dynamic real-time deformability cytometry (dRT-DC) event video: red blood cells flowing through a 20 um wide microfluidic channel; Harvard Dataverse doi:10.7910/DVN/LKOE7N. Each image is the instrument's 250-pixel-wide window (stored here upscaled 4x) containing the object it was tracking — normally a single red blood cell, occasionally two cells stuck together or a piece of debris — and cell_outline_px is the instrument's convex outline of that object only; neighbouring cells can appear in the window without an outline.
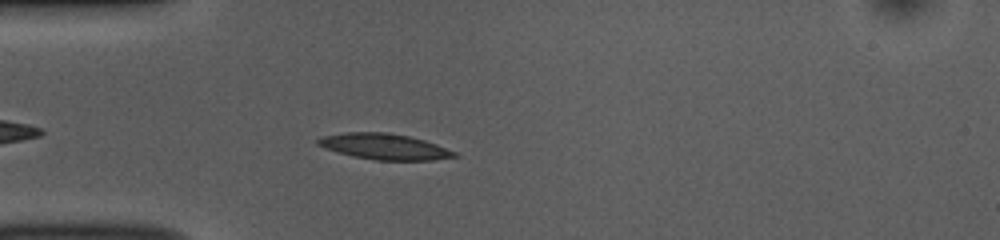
{"species": "common noctule bat (a hibernating species)", "species_latin": "Nyctalus noctula", "temperature_condition": "room temperature", "stored_images_in_passage": 42, "camera_frame_rate_fps": 3000, "um_per_image_px": 0.085, "animal": {"sex": "female", "body_mass_g": 10.0, "forearm_length_mm": 53.1}, "frame": {"image": 1, "passage_image": 5, "time_ms": 1.333, "image_size_px": [1000, 240], "cell_outline_px": [[460, 156], [432, 160], [376, 160], [352, 156], [324, 148], [316, 144], [316, 140], [320, 136], [344, 132], [388, 132], [408, 136], [424, 140], [436, 144], [456, 152]], "centroid_in_image_um": [32.63, 12.45], "position_along_channel_um": 52.4, "area_um2": 20.63}}
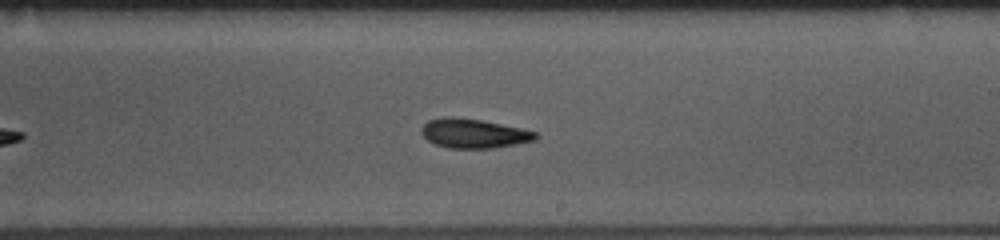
{"frame": {"image": 2, "passage_image": 21, "time_ms": 6.667, "image_size_px": [1000, 240], "cell_outline_px": [[540, 136], [536, 140], [516, 144], [492, 148], [448, 148], [436, 144], [428, 140], [420, 132], [420, 128], [428, 120], [444, 116], [452, 116], [480, 120], [520, 128], [536, 132]], "centroid_in_image_um": [40.25, 11.34], "position_along_channel_um": 248.8, "area_um2": 19.48}}
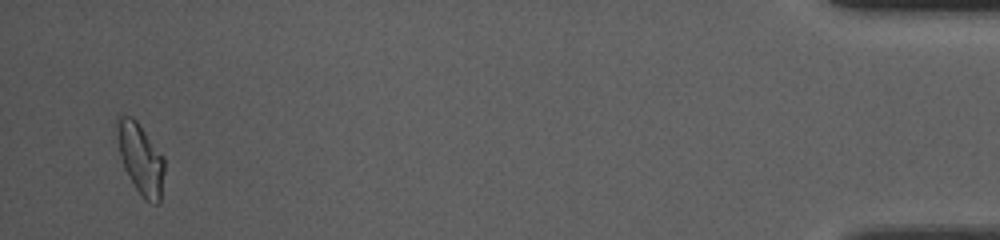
{"frame": {"image": 3, "passage_image": 41, "time_ms": 13.333, "image_size_px": [1000, 240], "cell_outline_px": [[164, 172], [160, 204], [152, 204], [144, 200], [140, 196], [128, 176], [124, 168], [120, 156], [116, 124], [116, 116], [132, 116], [136, 120], [164, 156]], "centroid_in_image_um": [11.96, 13.53], "position_along_channel_um": 423.2, "area_um2": 19.71}, "authors_computed_cell_mechanics": {"area_um2": 19.2185, "velocity_mm_per_s": 3.8417, "shape_relaxation_time_tau1_ms": 4.9603, "shape_relaxation_time_tau2_ms": 5.7833, "deformation_change_tau1": 0.1655, "deformation_change_tau2": 0.1714}}